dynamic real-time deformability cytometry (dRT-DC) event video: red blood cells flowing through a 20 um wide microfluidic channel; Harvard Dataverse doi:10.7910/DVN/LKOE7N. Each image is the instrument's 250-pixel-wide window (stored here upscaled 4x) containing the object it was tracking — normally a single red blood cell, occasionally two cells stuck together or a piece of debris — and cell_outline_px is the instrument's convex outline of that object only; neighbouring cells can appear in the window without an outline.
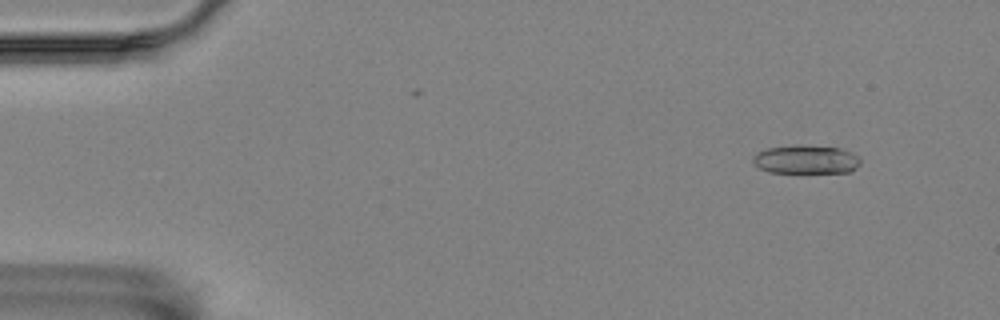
{"species": "Egyptian fruit bat (a non-hibernating species)", "species_latin": "Rousettus aegyptiacus", "temperature_condition": "room temperature", "stored_images_in_passage": 4, "camera_frame_rate_fps": 3000, "um_per_image_px": 0.085, "animal": {"sex": "female"}, "frame": {"image": 1, "passage_image": 1, "time_ms": 0.0, "image_size_px": [1000, 320], "cell_outline_px": [[860, 164], [856, 168], [848, 172], [768, 172], [752, 164], [752, 160], [756, 152], [768, 148], [796, 144], [800, 144], [840, 148], [852, 152], [860, 160]], "centroid_in_image_um": [68.48, 13.54], "position_along_channel_um": 16.5, "area_um2": 18.03}}
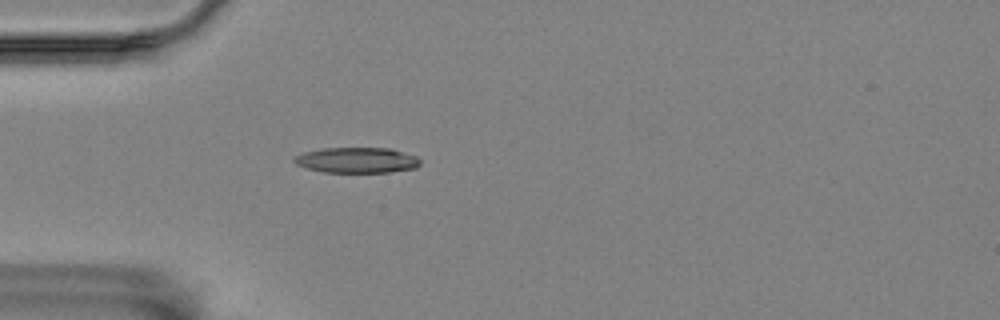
{"frame": {"image": 2, "passage_image": 4, "time_ms": 1.0, "image_size_px": [1000, 320], "cell_outline_px": [[420, 164], [416, 168], [388, 172], [324, 172], [308, 168], [296, 164], [292, 160], [296, 156], [304, 152], [324, 148], [392, 148], [416, 156], [420, 160]], "centroid_in_image_um": [30.36, 13.61], "position_along_channel_um": 54.6, "area_um2": 18.67}}